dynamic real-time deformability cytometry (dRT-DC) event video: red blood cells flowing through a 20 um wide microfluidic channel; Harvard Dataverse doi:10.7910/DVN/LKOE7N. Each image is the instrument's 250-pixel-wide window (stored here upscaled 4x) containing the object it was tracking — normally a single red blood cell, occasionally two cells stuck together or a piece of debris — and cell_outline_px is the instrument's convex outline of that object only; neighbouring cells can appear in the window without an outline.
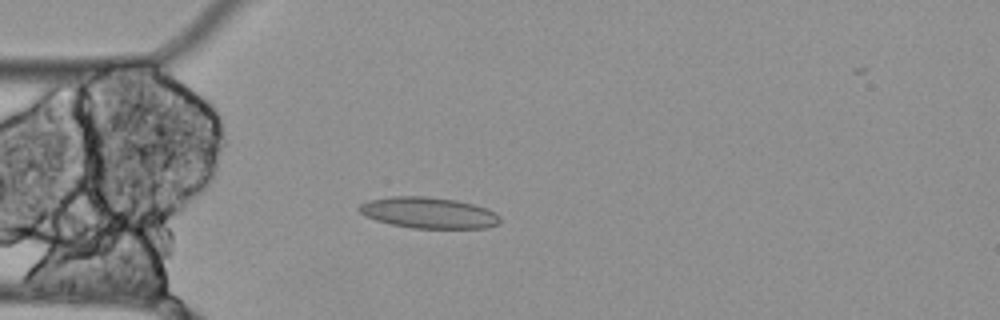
{"species": "Egyptian fruit bat (a non-hibernating species)", "species_latin": "Rousettus aegyptiacus", "temperature_condition": "cold", "stored_images_in_passage": 56, "camera_frame_rate_fps": 3000, "um_per_image_px": 0.085, "animal": {"sex": "female"}, "frame": {"image": 1, "passage_image": 14, "time_ms": 4.333, "image_size_px": [1000, 320], "cell_outline_px": [[500, 220], [496, 224], [488, 228], [412, 228], [392, 224], [376, 220], [364, 216], [356, 208], [360, 204], [368, 200], [392, 196], [428, 196], [456, 200], [488, 208], [496, 212], [500, 216]], "centroid_in_image_um": [36.42, 18.08], "position_along_channel_um": 48.6, "area_um2": 25.66}}
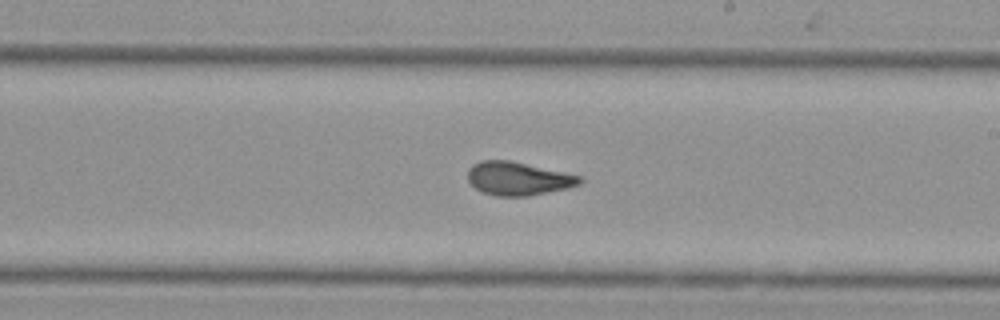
{"frame": {"image": 2, "passage_image": 31, "time_ms": 10.0, "image_size_px": [1000, 320], "cell_outline_px": [[584, 180], [580, 184], [568, 188], [528, 196], [496, 196], [484, 192], [476, 188], [468, 180], [468, 168], [472, 164], [480, 160], [508, 160], [580, 176]], "centroid_in_image_um": [44.02, 15.18], "position_along_channel_um": 245.0, "area_um2": 21.56}}
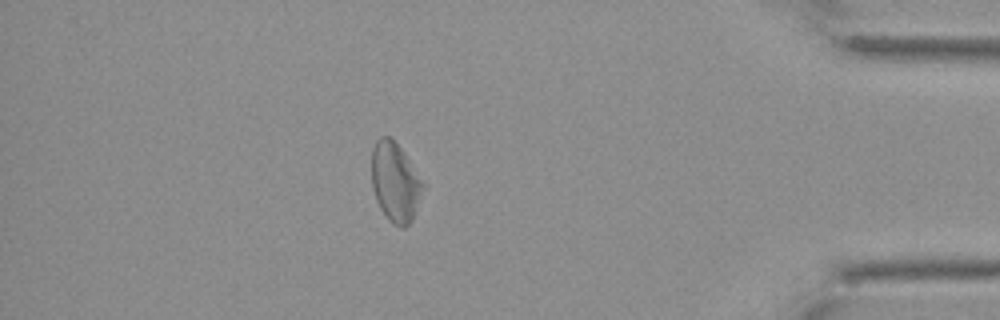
{"frame": {"image": 3, "passage_image": 48, "time_ms": 15.667, "image_size_px": [1000, 320], "cell_outline_px": [[428, 184], [412, 220], [404, 228], [400, 228], [392, 224], [384, 216], [376, 200], [372, 188], [372, 148], [376, 140], [380, 136], [388, 136], [400, 148]], "centroid_in_image_um": [33.64, 15.52], "position_along_channel_um": 401.6, "area_um2": 24.39}, "authors_computed_cell_mechanics": {"area_um2": 23.987, "velocity_mm_per_s": 3.4782, "shape_relaxation_time_tau1_ms": null, "shape_relaxation_time_tau2_ms": 3.394, "deformation_change_tau1": null, "deformation_change_tau2": 0.0582}}